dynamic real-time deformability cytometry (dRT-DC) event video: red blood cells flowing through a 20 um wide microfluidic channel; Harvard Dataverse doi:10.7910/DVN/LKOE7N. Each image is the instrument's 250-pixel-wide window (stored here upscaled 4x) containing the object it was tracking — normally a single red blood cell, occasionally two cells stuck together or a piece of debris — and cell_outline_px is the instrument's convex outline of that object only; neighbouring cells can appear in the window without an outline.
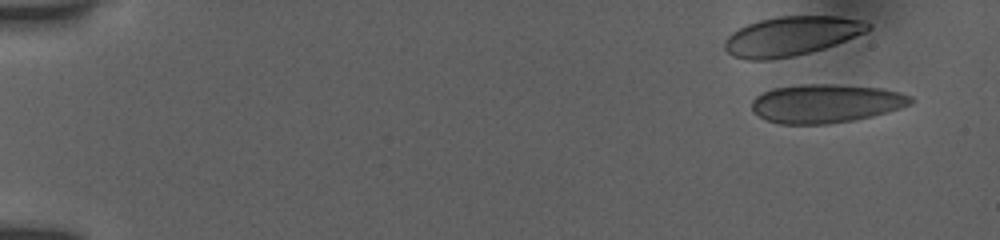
{"species": "human", "species_latin": "Homo sapiens", "temperature_condition": "room temperature", "stored_images_in_passage": 52, "camera_frame_rate_fps": 3000, "um_per_image_px": 0.085, "donor": {"sex": "female"}, "frame": {"image": 1, "passage_image": 4, "time_ms": 1.0, "image_size_px": [1000, 240], "cell_outline_px": [[912, 100], [908, 104], [884, 112], [852, 120], [824, 124], [780, 124], [768, 120], [760, 116], [752, 108], [752, 100], [756, 96], [764, 92], [776, 88], [876, 88], [896, 92], [908, 96]], "centroid_in_image_um": [70.11, 8.88], "position_along_channel_um": 14.9, "area_um2": 32.83}}